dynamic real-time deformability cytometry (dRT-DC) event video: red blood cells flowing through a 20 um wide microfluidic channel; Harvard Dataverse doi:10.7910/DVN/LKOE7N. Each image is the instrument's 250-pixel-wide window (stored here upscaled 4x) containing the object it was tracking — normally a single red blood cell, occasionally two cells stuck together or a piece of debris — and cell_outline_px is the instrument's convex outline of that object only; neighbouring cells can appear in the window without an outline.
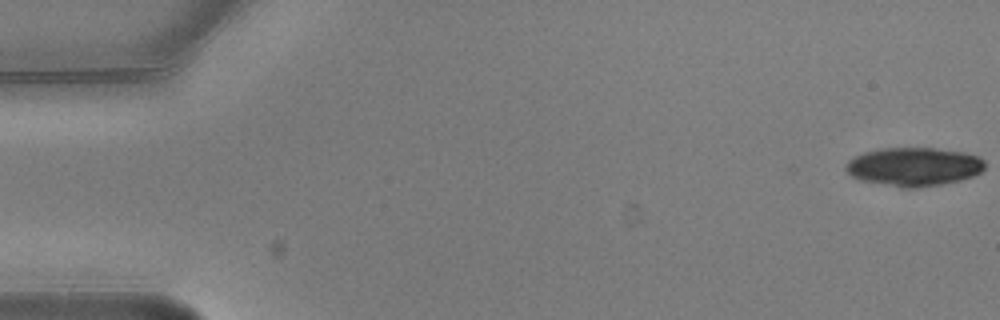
{"species": "common noctule bat (a hibernating species)", "species_latin": "Nyctalus noctula", "temperature_condition": "warm", "stored_images_in_passage": 13, "camera_frame_rate_fps": 3000, "um_per_image_px": 0.085, "animal": {"sex": "male", "body_mass_g": 20.5, "forearm_length_mm": 52.5}, "frame": {"image": 1, "passage_image": 1, "time_ms": 0.0, "image_size_px": [1000, 320], "cell_outline_px": [[984, 168], [980, 172], [972, 176], [960, 180], [940, 184], [916, 188], [900, 188], [860, 180], [852, 176], [844, 168], [848, 160], [864, 152], [880, 148], [936, 148], [964, 152], [980, 156], [984, 160]], "centroid_in_image_um": [77.67, 14.17], "position_along_channel_um": 7.3, "area_um2": 31.39}}
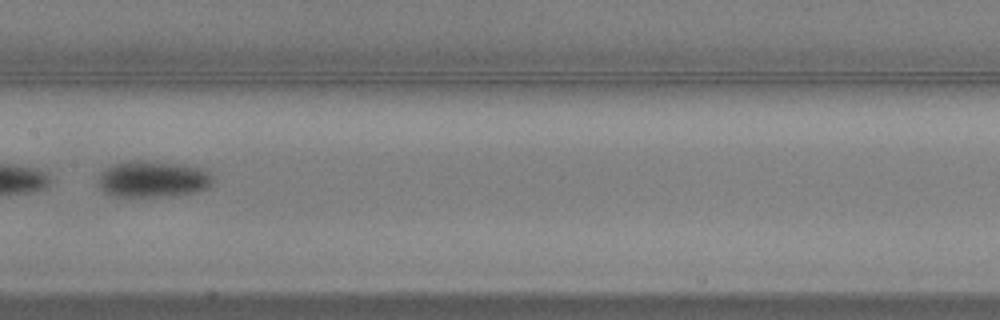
{"frame": {"image": 2, "passage_image": 7, "time_ms": 2.0, "image_size_px": [1000, 320], "cell_outline_px": [[216, 180], [212, 188], [196, 192], [176, 196], [108, 196], [96, 184], [100, 172], [104, 168], [112, 164], [136, 160], [140, 160], [176, 164], [208, 168], [216, 176]], "centroid_in_image_um": [13.07, 15.23], "position_along_channel_um": 194.3, "area_um2": 25.26}}
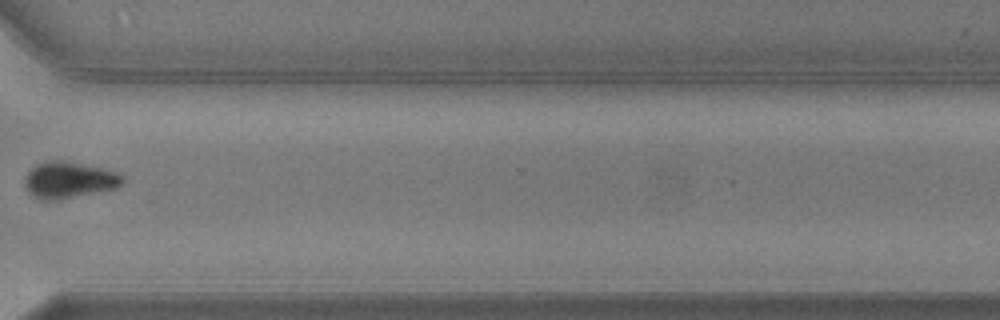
{"frame": {"image": 3, "passage_image": 11, "time_ms": 3.333, "image_size_px": [1000, 320], "cell_outline_px": [[124, 184], [116, 188], [60, 200], [40, 200], [32, 196], [24, 188], [24, 176], [36, 164], [52, 160], [68, 160], [116, 172], [124, 176]], "centroid_in_image_um": [5.84, 15.31], "position_along_channel_um": 364.8, "area_um2": 21.1}}